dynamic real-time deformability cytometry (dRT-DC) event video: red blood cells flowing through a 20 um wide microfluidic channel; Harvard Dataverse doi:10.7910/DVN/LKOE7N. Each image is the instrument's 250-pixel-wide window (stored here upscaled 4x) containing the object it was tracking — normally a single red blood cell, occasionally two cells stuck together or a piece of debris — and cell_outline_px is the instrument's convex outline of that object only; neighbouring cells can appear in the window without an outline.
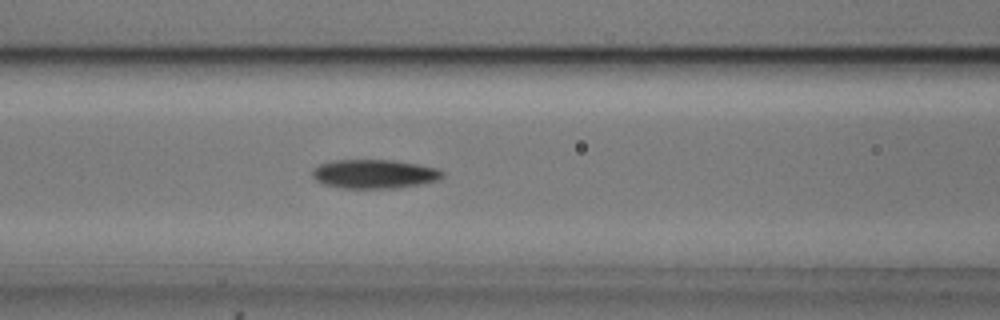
{"species": "common noctule bat (a hibernating species)", "species_latin": "Nyctalus noctula", "temperature_condition": "cold", "stored_images_in_passage": 39, "camera_frame_rate_fps": 3000, "um_per_image_px": 0.085, "animal": {"sex": "male", "body_mass_g": 20.5, "forearm_length_mm": 52.5}, "frame": {"image": 1, "passage_image": 14, "time_ms": 4.333, "image_size_px": [1000, 320], "cell_outline_px": [[444, 176], [436, 180], [396, 188], [344, 188], [324, 184], [316, 180], [312, 176], [312, 168], [320, 164], [332, 160], [396, 160], [436, 168], [444, 172]], "centroid_in_image_um": [31.77, 14.77], "position_along_channel_um": 134.8, "area_um2": 21.79}}
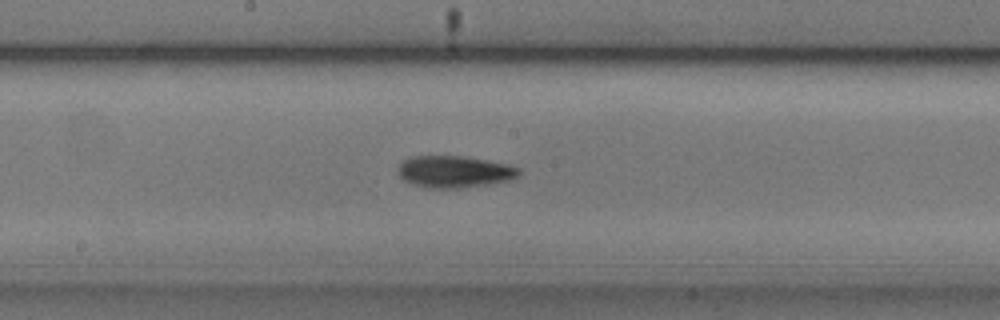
{"frame": {"image": 2, "passage_image": 20, "time_ms": 6.333, "image_size_px": [1000, 320], "cell_outline_px": [[520, 172], [516, 176], [508, 180], [488, 184], [460, 188], [428, 188], [412, 184], [404, 180], [400, 176], [400, 164], [404, 160], [412, 156], [464, 156], [488, 160], [508, 164], [520, 168]], "centroid_in_image_um": [38.63, 14.59], "position_along_channel_um": 209.6, "area_um2": 22.25}}
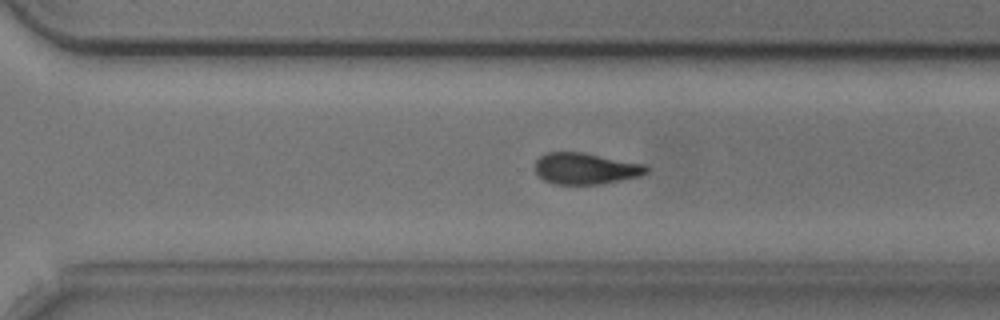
{"frame": {"image": 3, "passage_image": 29, "time_ms": 9.333, "image_size_px": [1000, 320], "cell_outline_px": [[648, 172], [640, 176], [600, 184], [556, 184], [544, 180], [536, 172], [536, 160], [540, 156], [548, 152], [584, 152], [644, 164], [648, 168]], "centroid_in_image_um": [49.78, 14.32], "position_along_channel_um": 320.8, "area_um2": 20.23}, "authors_computed_cell_mechanics": {"area_um2": 20.9814, "velocity_mm_per_s": 3.731, "shape_relaxation_time_tau1_ms": 2.9523, "shape_relaxation_time_tau2_ms": null, "deformation_change_tau1": 0.0973, "deformation_change_tau2": null}}